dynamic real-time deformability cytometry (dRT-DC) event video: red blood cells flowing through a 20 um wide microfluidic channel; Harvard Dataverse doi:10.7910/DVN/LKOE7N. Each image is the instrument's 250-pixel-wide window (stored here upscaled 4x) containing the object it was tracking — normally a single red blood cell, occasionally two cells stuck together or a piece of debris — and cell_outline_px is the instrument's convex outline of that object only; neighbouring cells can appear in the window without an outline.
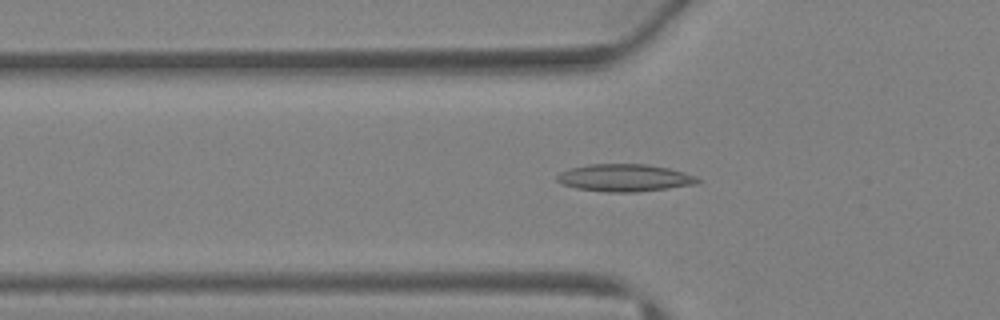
{"species": "Egyptian fruit bat (a non-hibernating species)", "species_latin": "Rousettus aegyptiacus", "temperature_condition": "warm", "stored_images_in_passage": 32, "camera_frame_rate_fps": 3000, "um_per_image_px": 0.085, "animal": {"sex": "female"}, "frame": {"image": 1, "passage_image": 4, "time_ms": 1.0, "image_size_px": [1000, 320], "cell_outline_px": [[700, 180], [696, 184], [668, 188], [636, 192], [604, 192], [576, 188], [564, 184], [556, 180], [556, 176], [560, 172], [572, 168], [588, 164], [644, 164], [668, 168], [684, 172], [696, 176]], "centroid_in_image_um": [53.09, 15.12], "position_along_channel_um": 72.7, "area_um2": 22.31}}
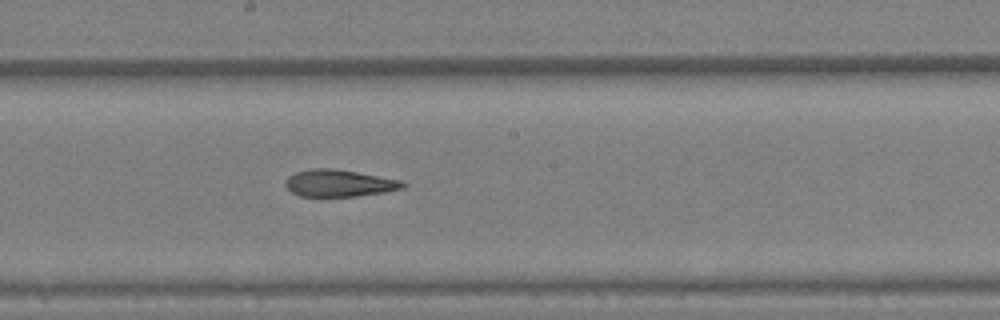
{"frame": {"image": 2, "passage_image": 13, "time_ms": 4.0, "image_size_px": [1000, 320], "cell_outline_px": [[408, 184], [404, 188], [384, 192], [356, 196], [300, 196], [292, 192], [284, 184], [288, 176], [296, 172], [312, 168], [332, 168], [356, 172], [400, 180]], "centroid_in_image_um": [28.82, 15.57], "position_along_channel_um": 219.4, "area_um2": 18.32}}
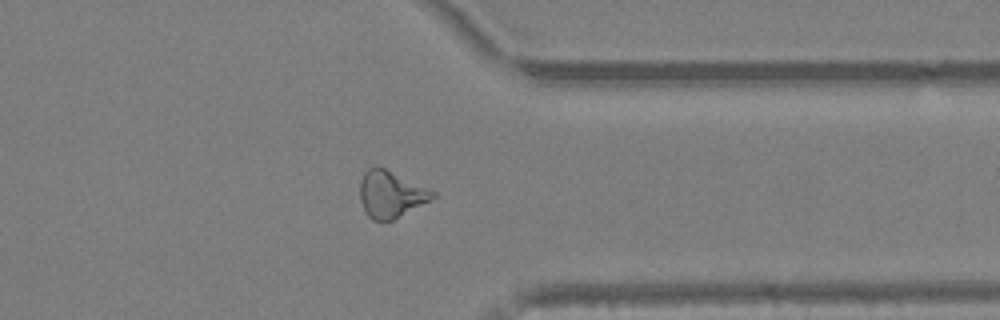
{"frame": {"image": 3, "passage_image": 23, "time_ms": 7.333, "image_size_px": [1000, 320], "cell_outline_px": [[436, 196], [392, 220], [372, 220], [368, 216], [360, 200], [360, 180], [364, 172], [368, 168], [384, 168], [436, 192]], "centroid_in_image_um": [33.18, 16.51], "position_along_channel_um": 378.2, "area_um2": 19.19}, "authors_computed_cell_mechanics": {"area_um2": 19.1896, "velocity_mm_per_s": 4.8783, "shape_relaxation_time_tau1_ms": null, "shape_relaxation_time_tau2_ms": 1.4433, "deformation_change_tau1": null, "deformation_change_tau2": 0.0987}}